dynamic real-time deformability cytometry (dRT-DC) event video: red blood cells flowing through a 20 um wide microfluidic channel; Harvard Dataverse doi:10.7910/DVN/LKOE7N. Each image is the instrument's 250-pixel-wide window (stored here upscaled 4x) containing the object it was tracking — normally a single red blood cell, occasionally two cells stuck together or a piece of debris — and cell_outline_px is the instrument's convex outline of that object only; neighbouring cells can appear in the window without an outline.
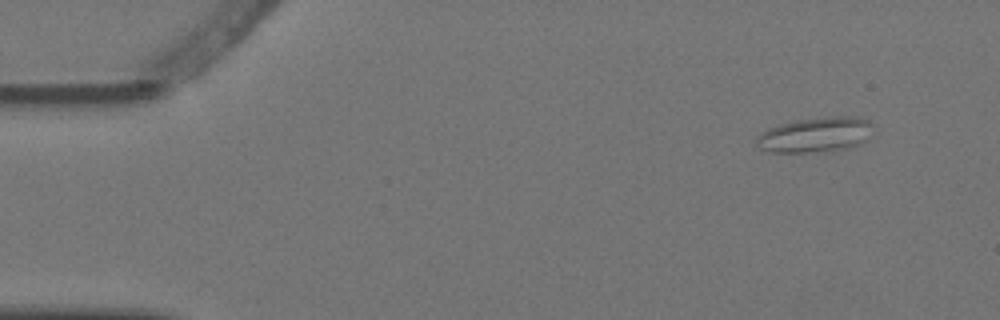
{"species": "Egyptian fruit bat (a non-hibernating species)", "species_latin": "Rousettus aegyptiacus", "temperature_condition": "warm", "stored_images_in_passage": 6, "camera_frame_rate_fps": 3000, "um_per_image_px": 0.085, "animal": {"sex": "female"}, "frame": {"image": 1, "passage_image": 6, "time_ms": 1.667, "image_size_px": [1000, 320], "cell_outline_px": [[872, 124], [864, 140], [860, 144], [848, 148], [808, 152], [772, 152], [760, 148], [756, 144], [756, 136], [760, 132], [768, 128], [780, 124], [800, 120], [832, 116], [856, 116], [868, 120]], "centroid_in_image_um": [69.26, 11.45], "position_along_channel_um": 15.7, "area_um2": 23.41}}